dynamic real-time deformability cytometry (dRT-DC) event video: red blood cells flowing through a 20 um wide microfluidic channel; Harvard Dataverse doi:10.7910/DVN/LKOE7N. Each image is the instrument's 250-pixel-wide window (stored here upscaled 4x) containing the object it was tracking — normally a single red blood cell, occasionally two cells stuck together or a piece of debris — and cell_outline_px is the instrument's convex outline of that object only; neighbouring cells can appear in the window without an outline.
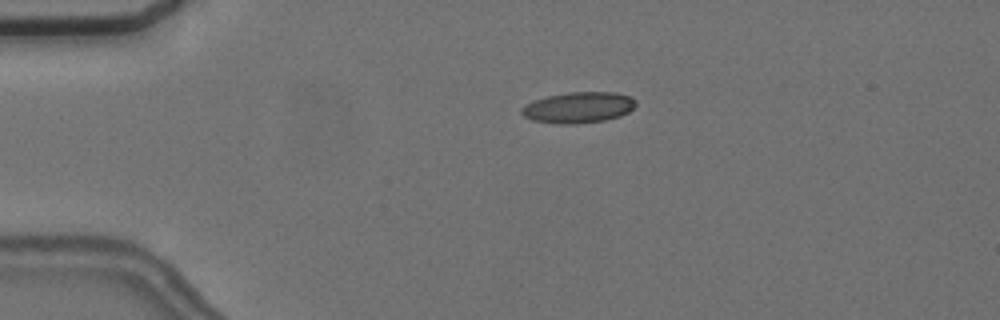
{"species": "common noctule bat (a hibernating species)", "species_latin": "Nyctalus noctula", "temperature_condition": "cold", "stored_images_in_passage": 45, "camera_frame_rate_fps": 3000, "um_per_image_px": 0.085, "animal": {"sex": "female", "body_mass_g": 24.6, "forearm_length_mm": 56.2}, "frame": {"image": 1, "passage_image": 1, "time_ms": 0.0, "image_size_px": [1000, 320], "cell_outline_px": [[636, 104], [628, 112], [620, 116], [604, 120], [576, 124], [556, 124], [532, 120], [524, 116], [520, 112], [520, 108], [536, 100], [548, 96], [568, 92], [616, 92], [632, 96], [636, 100]], "centroid_in_image_um": [49.19, 9.13], "position_along_channel_um": 35.8, "area_um2": 20.63}}
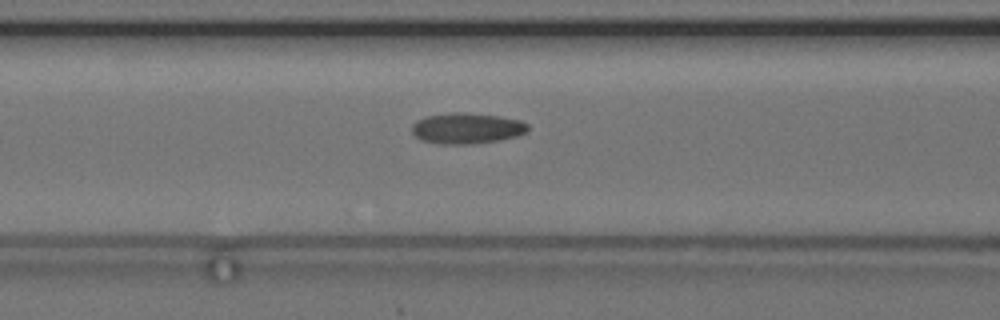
{"frame": {"image": 2, "passage_image": 12, "time_ms": 3.667, "image_size_px": [1000, 320], "cell_outline_px": [[528, 132], [516, 136], [500, 140], [472, 144], [440, 144], [420, 140], [412, 132], [412, 124], [416, 120], [428, 116], [452, 112], [464, 112], [500, 116], [520, 120], [528, 124]], "centroid_in_image_um": [39.68, 10.9], "position_along_channel_um": 126.9, "area_um2": 20.98}}
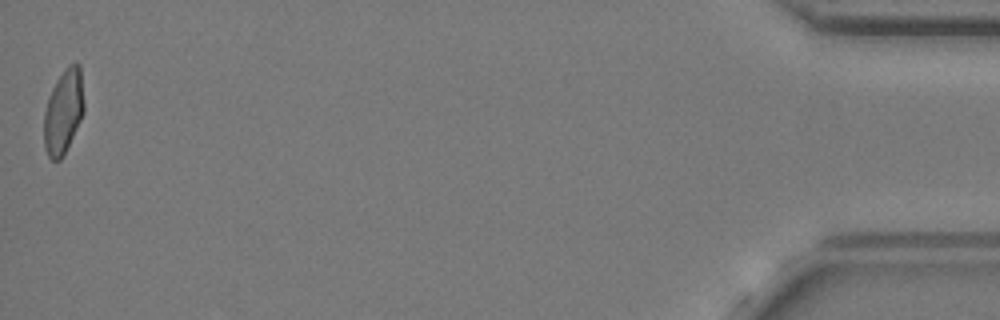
{"frame": {"image": 3, "passage_image": 45, "time_ms": 14.667, "image_size_px": [1000, 320], "cell_outline_px": [[84, 112], [60, 160], [52, 160], [48, 156], [44, 148], [44, 112], [48, 96], [56, 80], [64, 68], [68, 64], [76, 60], [80, 64], [84, 104]], "centroid_in_image_um": [5.38, 9.41], "position_along_channel_um": 429.8, "area_um2": 19.71}, "authors_computed_cell_mechanics": {"area_um2": 19.941, "velocity_mm_per_s": 3.6273, "shape_relaxation_time_tau1_ms": null, "shape_relaxation_time_tau2_ms": 2.298, "deformation_change_tau1": null, "deformation_change_tau2": 0.0828}}